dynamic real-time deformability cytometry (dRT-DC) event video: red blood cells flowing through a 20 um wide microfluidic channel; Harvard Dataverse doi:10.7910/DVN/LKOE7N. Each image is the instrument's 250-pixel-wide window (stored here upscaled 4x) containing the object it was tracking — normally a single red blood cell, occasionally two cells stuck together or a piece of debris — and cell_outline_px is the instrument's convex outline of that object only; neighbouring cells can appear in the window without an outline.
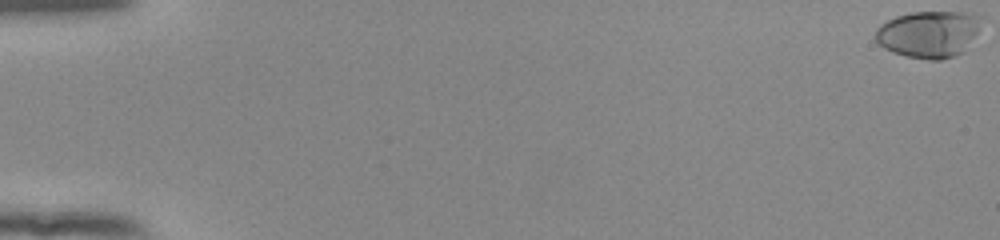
{"species": "human", "species_latin": "Homo sapiens", "temperature_condition": "room temperature", "stored_images_in_passage": 55, "camera_frame_rate_fps": 3000, "um_per_image_px": 0.085, "donor": {"sex": "female"}, "frame": {"image": 1, "passage_image": 1, "time_ms": 0.0, "image_size_px": [1000, 240], "cell_outline_px": [[984, 16], [976, 32], [964, 52], [956, 56], [940, 60], [928, 60], [908, 56], [892, 52], [884, 48], [876, 40], [876, 28], [880, 24], [896, 16], [912, 12], [964, 12]], "centroid_in_image_um": [78.95, 2.89], "position_along_channel_um": 6.0, "area_um2": 28.9}}
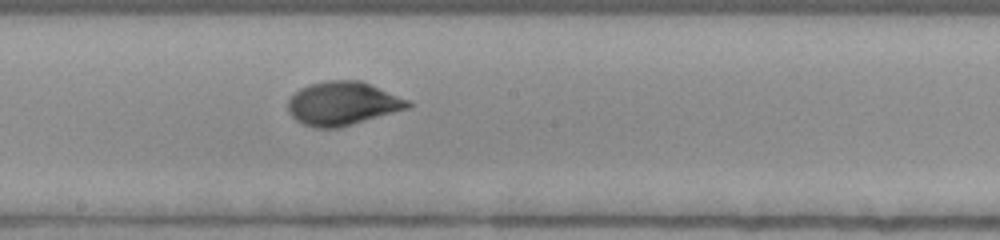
{"frame": {"image": 2, "passage_image": 32, "time_ms": 10.333, "image_size_px": [1000, 240], "cell_outline_px": [[412, 108], [340, 128], [316, 128], [304, 124], [296, 120], [288, 112], [288, 100], [300, 88], [308, 84], [328, 80], [360, 80], [408, 100], [412, 104]], "centroid_in_image_um": [29.14, 8.81], "position_along_channel_um": 219.1, "area_um2": 30.63}}
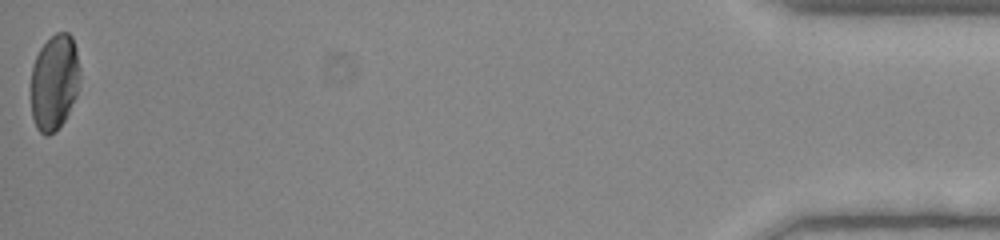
{"frame": {"image": 3, "passage_image": 55, "time_ms": 18.0, "image_size_px": [1000, 240], "cell_outline_px": [[80, 88], [64, 120], [48, 136], [44, 136], [36, 128], [32, 116], [32, 64], [40, 48], [56, 32], [68, 32], [72, 36], [76, 48], [80, 68]], "centroid_in_image_um": [4.64, 6.96], "position_along_channel_um": 430.6, "area_um2": 27.4}, "authors_computed_cell_mechanics": {"area_um2": 28.8422, "velocity_mm_per_s": 3.909, "shape_relaxation_time_tau1_ms": 3.9752, "shape_relaxation_time_tau2_ms": null, "deformation_change_tau1": 0.1932, "deformation_change_tau2": null}}